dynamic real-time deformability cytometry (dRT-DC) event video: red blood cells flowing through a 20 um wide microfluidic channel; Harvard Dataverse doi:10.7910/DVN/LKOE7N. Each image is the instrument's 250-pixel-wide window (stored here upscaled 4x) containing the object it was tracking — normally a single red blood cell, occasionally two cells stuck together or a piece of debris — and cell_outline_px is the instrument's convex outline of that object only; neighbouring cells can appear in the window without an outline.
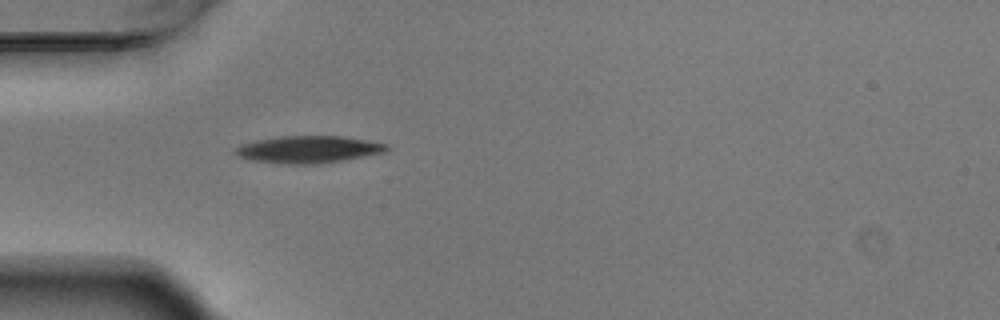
{"species": "Egyptian fruit bat (a non-hibernating species)", "species_latin": "Rousettus aegyptiacus", "temperature_condition": "warm", "stored_images_in_passage": 1, "camera_frame_rate_fps": 3000, "um_per_image_px": 0.085, "animal": {"sex": "male"}, "frame": {"image": 1, "passage_image": 1, "time_ms": 0.0, "image_size_px": [1000, 320], "cell_outline_px": [[388, 148], [384, 152], [344, 160], [320, 164], [280, 164], [252, 160], [236, 156], [236, 148], [244, 144], [256, 140], [280, 136], [340, 136], [368, 140], [388, 144]], "centroid_in_image_um": [26.22, 12.71], "position_along_channel_um": 58.8, "area_um2": 23.87}}